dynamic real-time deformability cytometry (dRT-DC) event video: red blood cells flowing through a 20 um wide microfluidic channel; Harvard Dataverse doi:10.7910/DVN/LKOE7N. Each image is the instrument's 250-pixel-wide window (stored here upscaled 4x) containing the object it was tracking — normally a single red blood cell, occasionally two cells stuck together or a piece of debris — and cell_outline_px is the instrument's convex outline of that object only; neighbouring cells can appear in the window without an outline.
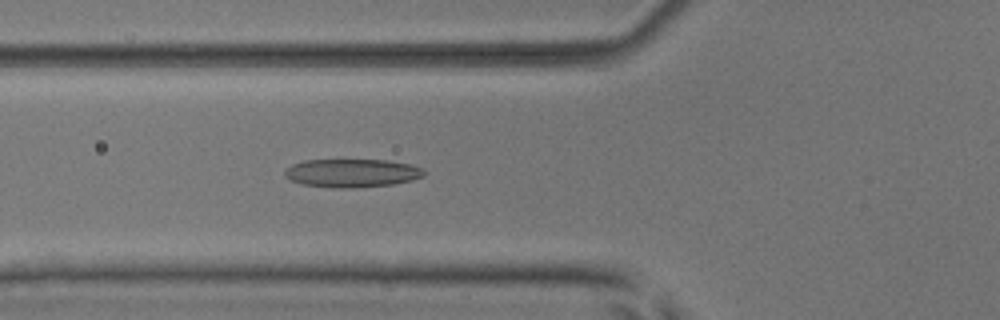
{"species": "common noctule bat (a hibernating species)", "species_latin": "Nyctalus noctula", "temperature_condition": "room temperature", "stored_images_in_passage": 42, "camera_frame_rate_fps": 3000, "um_per_image_px": 0.085, "animal": {"sex": "male", "body_mass_g": 17.9, "forearm_length_mm": 54.2}, "frame": {"image": 1, "passage_image": 18, "time_ms": 5.667, "image_size_px": [1000, 320], "cell_outline_px": [[424, 176], [412, 180], [392, 184], [352, 188], [344, 188], [304, 184], [292, 180], [284, 176], [284, 172], [292, 164], [304, 160], [388, 160], [408, 164], [424, 168]], "centroid_in_image_um": [29.94, 14.7], "position_along_channel_um": 95.9, "area_um2": 22.72}}
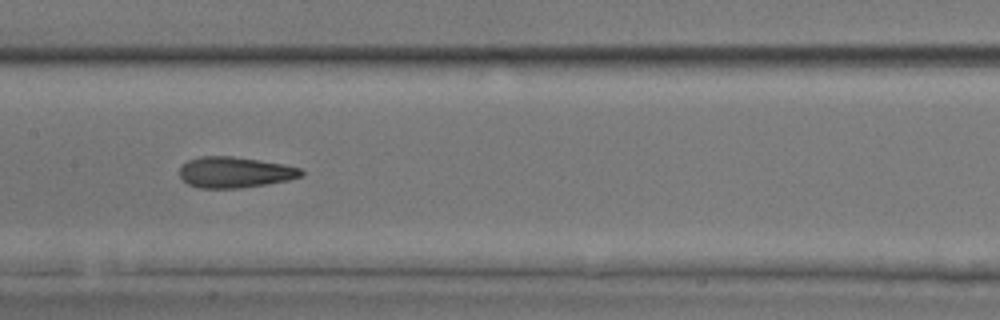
{"frame": {"image": 2, "passage_image": 25, "time_ms": 8.0, "image_size_px": [1000, 320], "cell_outline_px": [[304, 176], [288, 180], [268, 184], [240, 188], [200, 188], [188, 184], [180, 176], [180, 164], [188, 160], [200, 156], [232, 156], [260, 160], [284, 164], [300, 168], [304, 172]], "centroid_in_image_um": [19.97, 14.64], "position_along_channel_um": 187.4, "area_um2": 22.08}}
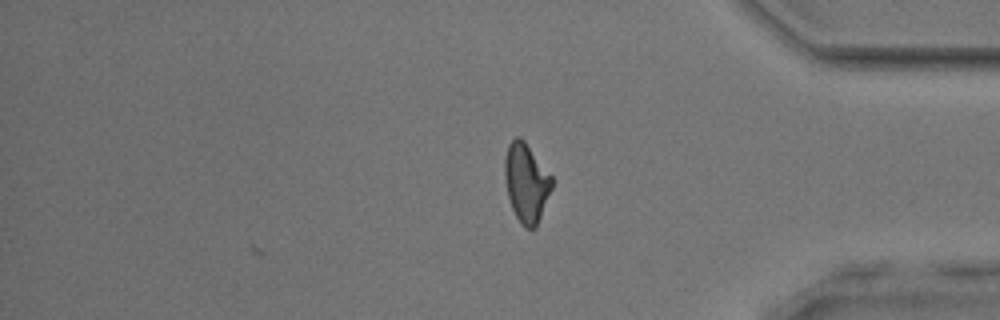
{"frame": {"image": 3, "passage_image": 42, "time_ms": 13.667, "image_size_px": [1000, 320], "cell_outline_px": [[552, 188], [536, 228], [524, 228], [520, 224], [512, 208], [508, 196], [504, 176], [504, 160], [508, 144], [516, 136], [520, 136], [524, 140], [552, 176]], "centroid_in_image_um": [44.72, 15.53], "position_along_channel_um": 390.5, "area_um2": 21.68}, "authors_computed_cell_mechanics": {"area_um2": 22.3108, "velocity_mm_per_s": 3.9183, "shape_relaxation_time_tau1_ms": 4.85, "shape_relaxation_time_tau2_ms": 1.9176, "deformation_change_tau1": 0.1608, "deformation_change_tau2": 0.1016}}